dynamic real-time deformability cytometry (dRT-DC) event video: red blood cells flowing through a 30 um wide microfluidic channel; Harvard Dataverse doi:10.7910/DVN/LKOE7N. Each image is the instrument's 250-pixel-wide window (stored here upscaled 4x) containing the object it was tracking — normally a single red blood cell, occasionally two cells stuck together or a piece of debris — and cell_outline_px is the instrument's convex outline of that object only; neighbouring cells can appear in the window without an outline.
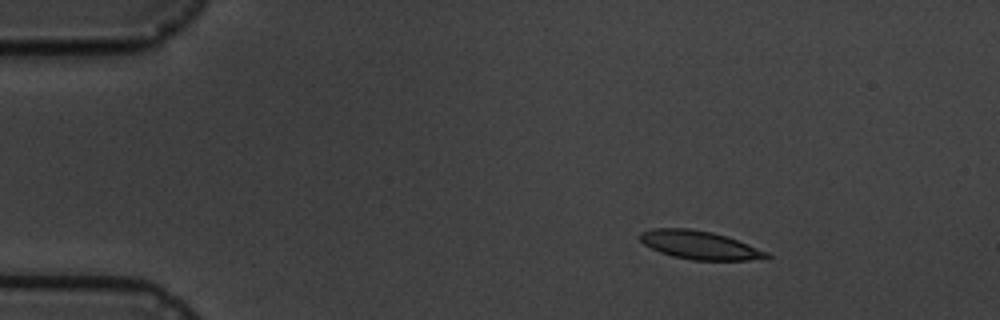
{"species": "common noctule bat (a hibernating species)", "species_latin": "Nyctalus noctula", "temperature_condition": "cold", "stored_images_in_passage": 4, "camera_frame_rate_fps": 3000, "um_per_image_px": 0.085, "animal": {"sex": "male", "body_mass_g": 19.5, "forearm_length_mm": 54.6}, "frame": {"image": 1, "passage_image": 2, "time_ms": 1.0, "image_size_px": [1000, 320], "cell_outline_px": [[772, 256], [768, 260], [692, 260], [672, 256], [660, 252], [644, 244], [636, 236], [640, 232], [652, 228], [692, 228], [712, 232], [748, 244], [768, 252]], "centroid_in_image_um": [59.47, 20.83], "position_along_channel_um": 25.5, "area_um2": 21.15}}